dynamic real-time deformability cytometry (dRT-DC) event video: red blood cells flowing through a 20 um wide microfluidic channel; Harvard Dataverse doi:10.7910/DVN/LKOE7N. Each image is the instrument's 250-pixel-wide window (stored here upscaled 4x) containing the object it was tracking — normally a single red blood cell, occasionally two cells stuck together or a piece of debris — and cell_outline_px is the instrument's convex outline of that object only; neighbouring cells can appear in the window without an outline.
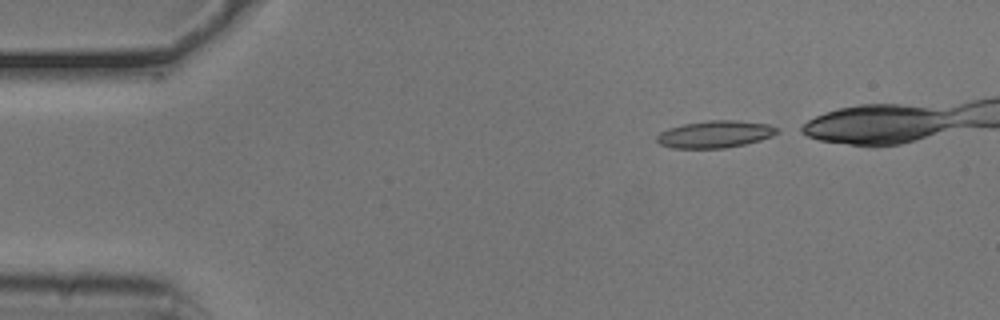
{"species": "common noctule bat (a hibernating species)", "species_latin": "Nyctalus noctula", "temperature_condition": "cold", "stored_images_in_passage": 37, "camera_frame_rate_fps": 3000, "um_per_image_px": 0.085, "animal": {"sex": "male", "body_mass_g": 20.5, "forearm_length_mm": 52.5}, "frame": {"image": 1, "passage_image": 1, "time_ms": 0.0, "image_size_px": [1000, 320], "cell_outline_px": [[780, 132], [772, 136], [760, 140], [744, 144], [724, 148], [672, 148], [660, 144], [656, 140], [656, 136], [660, 132], [668, 128], [684, 124], [708, 120], [736, 120], [768, 124], [780, 128]], "centroid_in_image_um": [60.8, 11.4], "position_along_channel_um": 24.2, "area_um2": 19.07}}
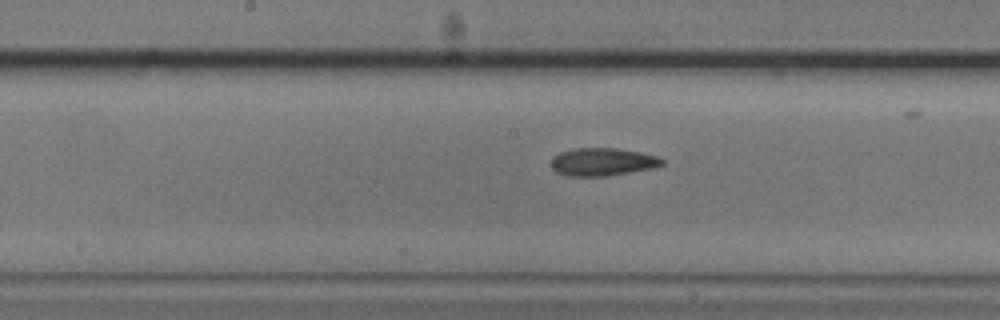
{"frame": {"image": 2, "passage_image": 20, "time_ms": 6.333, "image_size_px": [1000, 320], "cell_outline_px": [[664, 164], [652, 168], [604, 176], [568, 176], [556, 172], [552, 168], [552, 160], [560, 152], [576, 148], [620, 148], [660, 156], [664, 160]], "centroid_in_image_um": [51.25, 13.75], "position_along_channel_um": 197.0, "area_um2": 17.92}}
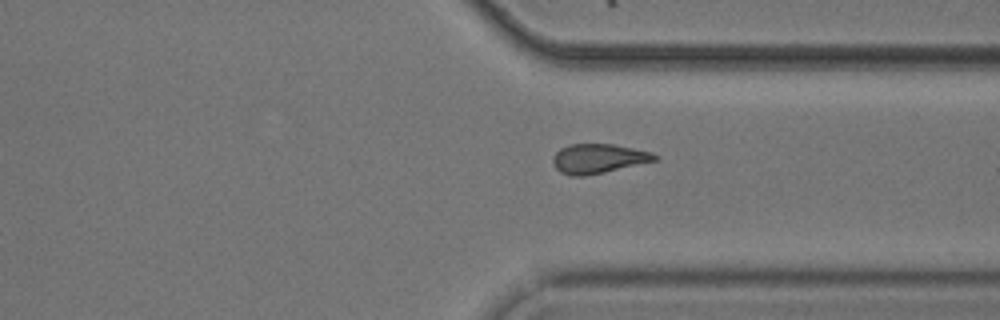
{"frame": {"image": 3, "passage_image": 33, "time_ms": 10.667, "image_size_px": [1000, 320], "cell_outline_px": [[660, 160], [584, 176], [572, 176], [560, 172], [556, 168], [552, 160], [552, 156], [560, 148], [568, 144], [612, 144], [652, 152]], "centroid_in_image_um": [50.85, 13.47], "position_along_channel_um": 360.6, "area_um2": 17.46}}